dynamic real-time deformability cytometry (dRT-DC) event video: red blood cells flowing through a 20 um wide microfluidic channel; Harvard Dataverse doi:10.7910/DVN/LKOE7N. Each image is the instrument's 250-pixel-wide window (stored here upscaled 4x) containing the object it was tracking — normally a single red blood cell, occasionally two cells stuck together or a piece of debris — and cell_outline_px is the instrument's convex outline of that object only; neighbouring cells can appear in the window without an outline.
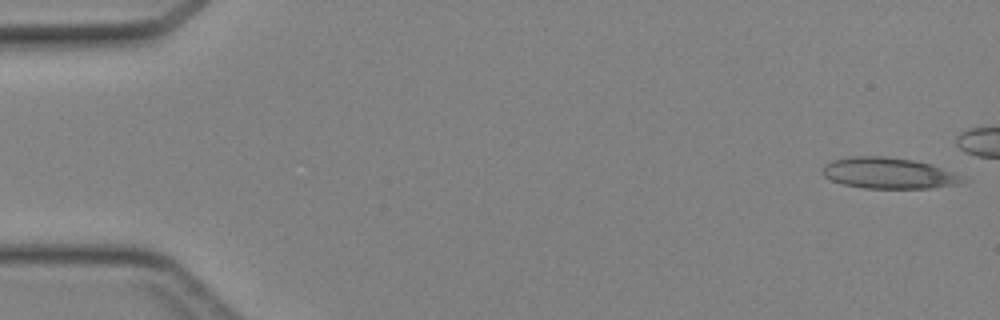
{"species": "Egyptian fruit bat (a non-hibernating species)", "species_latin": "Rousettus aegyptiacus", "temperature_condition": "cold", "stored_images_in_passage": 10, "camera_frame_rate_fps": 3000, "um_per_image_px": 0.085, "animal": {"sex": "female"}, "frame": {"image": 1, "passage_image": 1, "time_ms": 0.0, "image_size_px": [1000, 320], "cell_outline_px": [[972, 180], [960, 184], [928, 188], [864, 188], [844, 184], [832, 180], [824, 176], [820, 172], [824, 164], [832, 160], [852, 156], [880, 156], [912, 160], [932, 164], [964, 176]], "centroid_in_image_um": [75.58, 14.72], "position_along_channel_um": 9.4, "area_um2": 25.55}}